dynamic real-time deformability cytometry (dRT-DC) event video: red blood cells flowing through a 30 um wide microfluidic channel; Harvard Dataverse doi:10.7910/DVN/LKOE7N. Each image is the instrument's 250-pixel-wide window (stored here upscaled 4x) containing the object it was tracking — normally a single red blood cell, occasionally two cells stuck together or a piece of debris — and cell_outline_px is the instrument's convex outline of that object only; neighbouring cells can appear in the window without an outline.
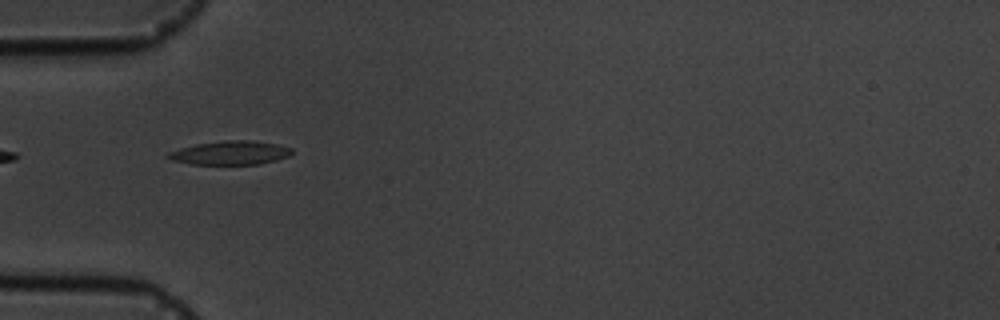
{"species": "common noctule bat (a hibernating species)", "species_latin": "Nyctalus noctula", "temperature_condition": "cold", "stored_images_in_passage": 4, "camera_frame_rate_fps": 3000, "um_per_image_px": 0.085, "animal": {"sex": "male", "body_mass_g": 19.5, "forearm_length_mm": 54.6}, "frame": {"image": 1, "passage_image": 3, "time_ms": 2.333, "image_size_px": [1000, 320], "cell_outline_px": [[292, 152], [288, 156], [276, 160], [260, 164], [192, 164], [172, 160], [164, 156], [168, 152], [180, 148], [196, 144], [224, 140], [252, 140], [276, 144], [292, 148]], "centroid_in_image_um": [19.56, 12.99], "position_along_channel_um": 65.4, "area_um2": 17.11}}
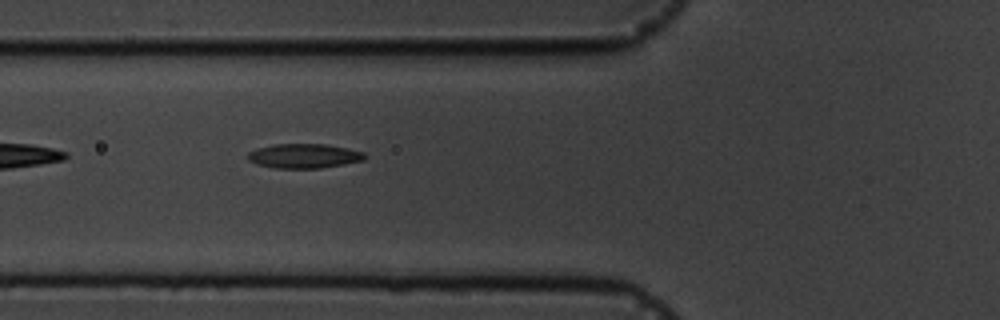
{"frame": {"image": 2, "passage_image": 4, "time_ms": 3.333, "image_size_px": [1000, 320], "cell_outline_px": [[368, 156], [364, 160], [344, 164], [320, 168], [276, 168], [256, 164], [248, 160], [248, 152], [256, 148], [272, 144], [328, 144], [348, 148], [364, 152]], "centroid_in_image_um": [25.85, 13.25], "position_along_channel_um": 99.9, "area_um2": 16.82}}